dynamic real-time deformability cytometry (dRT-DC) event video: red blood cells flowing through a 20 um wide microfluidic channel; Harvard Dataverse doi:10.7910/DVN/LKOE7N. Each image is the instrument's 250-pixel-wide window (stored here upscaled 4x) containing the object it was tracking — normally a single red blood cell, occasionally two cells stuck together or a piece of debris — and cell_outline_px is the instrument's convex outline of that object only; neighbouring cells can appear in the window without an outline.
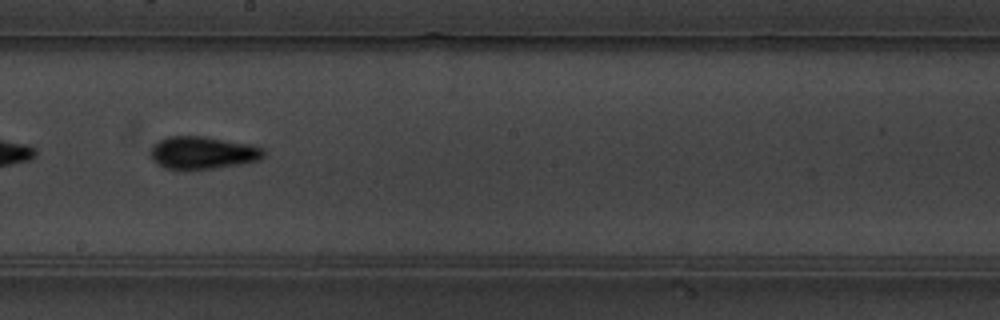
{"species": "common noctule bat (a hibernating species)", "species_latin": "Nyctalus noctula", "temperature_condition": "warm", "stored_images_in_passage": 22, "camera_frame_rate_fps": 3000, "um_per_image_px": 0.085, "animal": {"sex": "male", "body_mass_g": 19.5, "forearm_length_mm": 54.6}, "frame": {"image": 1, "passage_image": 16, "time_ms": 5.0, "image_size_px": [1000, 320], "cell_outline_px": [[264, 156], [260, 160], [212, 168], [180, 172], [164, 168], [156, 164], [152, 160], [152, 148], [160, 140], [168, 136], [204, 136], [248, 144], [264, 148]], "centroid_in_image_um": [17.19, 13.01], "position_along_channel_um": 231.0, "area_um2": 21.62}}